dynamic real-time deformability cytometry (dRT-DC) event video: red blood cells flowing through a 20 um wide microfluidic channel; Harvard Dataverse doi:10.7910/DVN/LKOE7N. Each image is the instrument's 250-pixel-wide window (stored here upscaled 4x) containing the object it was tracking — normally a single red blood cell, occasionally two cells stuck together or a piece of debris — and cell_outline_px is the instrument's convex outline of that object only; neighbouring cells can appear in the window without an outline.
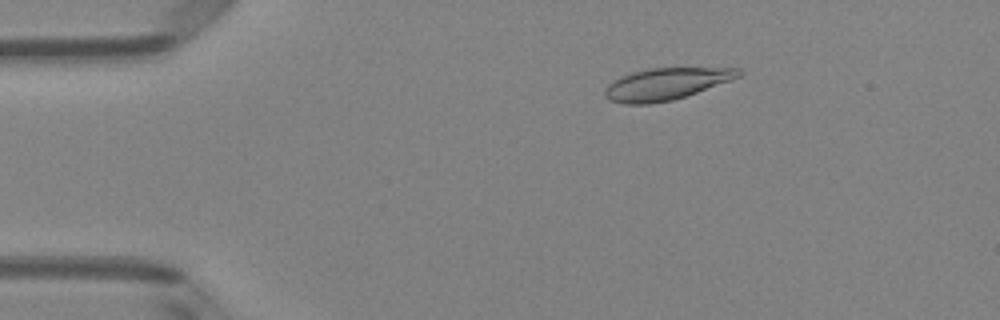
{"species": "Egyptian fruit bat (a non-hibernating species)", "species_latin": "Rousettus aegyptiacus", "temperature_condition": "room temperature", "stored_images_in_passage": 7, "camera_frame_rate_fps": 3000, "um_per_image_px": 0.085, "animal": {"sex": "female"}, "frame": {"image": 1, "passage_image": 3, "time_ms": 0.667, "image_size_px": [1000, 320], "cell_outline_px": [[744, 72], [740, 76], [732, 80], [672, 100], [648, 104], [624, 104], [608, 100], [604, 96], [604, 88], [608, 84], [620, 76], [632, 72], [648, 68], [740, 68]], "centroid_in_image_um": [56.58, 7.13], "position_along_channel_um": 28.4, "area_um2": 24.85}}
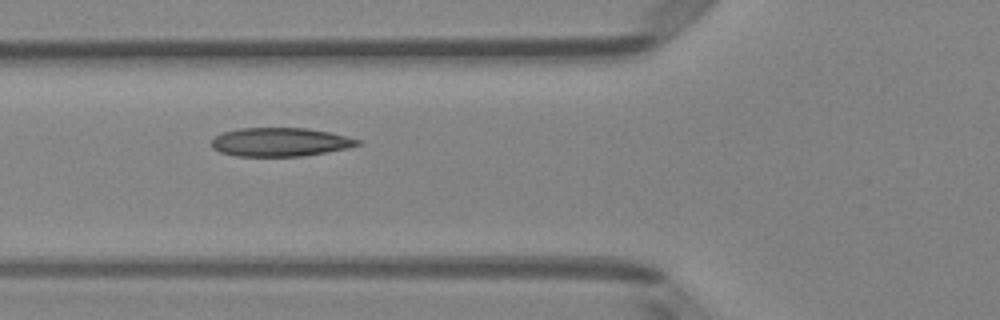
{"frame": {"image": 2, "passage_image": 6, "time_ms": 1.667, "image_size_px": [1000, 320], "cell_outline_px": [[360, 144], [348, 148], [304, 156], [236, 156], [220, 152], [212, 148], [212, 140], [216, 136], [224, 132], [240, 128], [304, 128], [328, 132], [360, 140]], "centroid_in_image_um": [23.79, 12.08], "position_along_channel_um": 102.0, "area_um2": 24.16}}
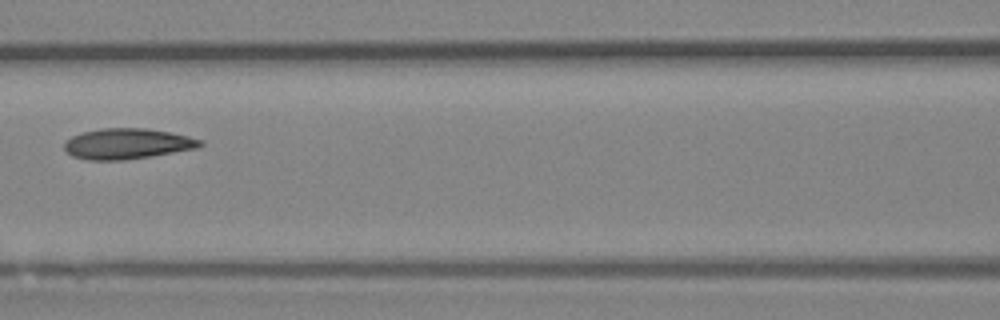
{"frame": {"image": 3, "passage_image": 7, "time_ms": 2.0, "image_size_px": [1000, 320], "cell_outline_px": [[204, 144], [196, 148], [124, 160], [88, 160], [72, 156], [64, 148], [64, 140], [72, 136], [84, 132], [104, 128], [148, 128], [188, 136], [204, 140]], "centroid_in_image_um": [10.8, 12.21], "position_along_channel_um": 155.8, "area_um2": 24.04}}